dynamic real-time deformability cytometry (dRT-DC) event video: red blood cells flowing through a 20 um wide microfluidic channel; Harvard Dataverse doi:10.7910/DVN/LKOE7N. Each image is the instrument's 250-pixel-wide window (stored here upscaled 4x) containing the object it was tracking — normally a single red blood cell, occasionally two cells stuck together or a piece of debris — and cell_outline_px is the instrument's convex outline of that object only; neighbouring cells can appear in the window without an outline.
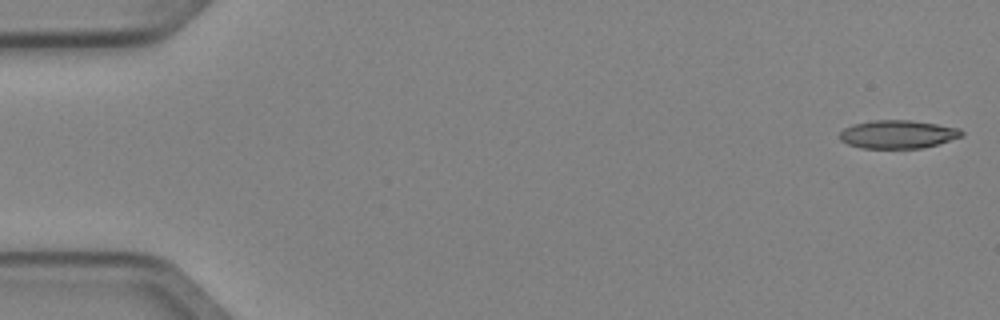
{"species": "Egyptian fruit bat (a non-hibernating species)", "species_latin": "Rousettus aegyptiacus", "temperature_condition": "cold", "stored_images_in_passage": 5, "camera_frame_rate_fps": 3000, "um_per_image_px": 0.085, "animal": {"sex": "female"}, "frame": {"image": 1, "passage_image": 1, "time_ms": 0.0, "image_size_px": [1000, 320], "cell_outline_px": [[964, 136], [936, 144], [920, 148], [864, 148], [848, 144], [840, 140], [840, 132], [844, 128], [852, 124], [872, 120], [912, 120], [960, 128], [964, 132]], "centroid_in_image_um": [76.32, 11.4], "position_along_channel_um": 8.7, "area_um2": 20.06}}